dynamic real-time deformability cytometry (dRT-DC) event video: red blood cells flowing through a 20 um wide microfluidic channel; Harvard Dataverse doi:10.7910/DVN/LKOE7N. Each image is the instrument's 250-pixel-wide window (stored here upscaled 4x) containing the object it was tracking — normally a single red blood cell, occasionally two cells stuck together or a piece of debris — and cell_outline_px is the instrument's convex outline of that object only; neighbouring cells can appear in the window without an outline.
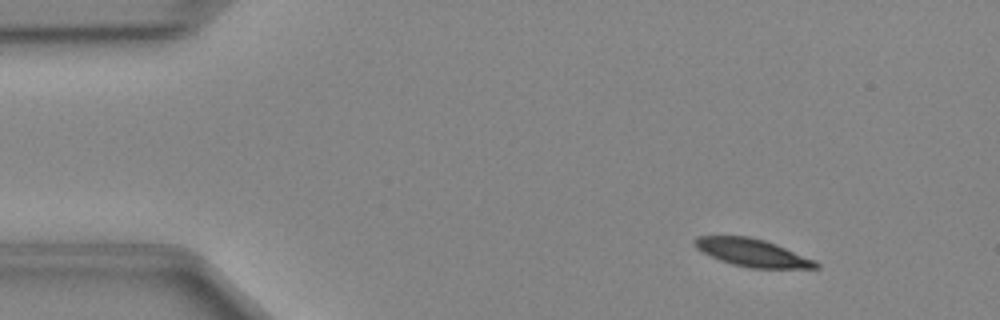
{"species": "Egyptian fruit bat (a non-hibernating species)", "species_latin": "Rousettus aegyptiacus", "temperature_condition": "cold", "stored_images_in_passage": 44, "camera_frame_rate_fps": 3000, "um_per_image_px": 0.085, "animal": {"sex": "female"}, "frame": {"image": 1, "passage_image": 1, "time_ms": 0.0, "image_size_px": [1000, 320], "cell_outline_px": [[820, 268], [748, 268], [732, 264], [720, 260], [696, 248], [696, 236], [748, 236], [764, 240], [776, 244], [816, 260], [820, 264]], "centroid_in_image_um": [64.01, 21.49], "position_along_channel_um": 21.0, "area_um2": 19.36}}
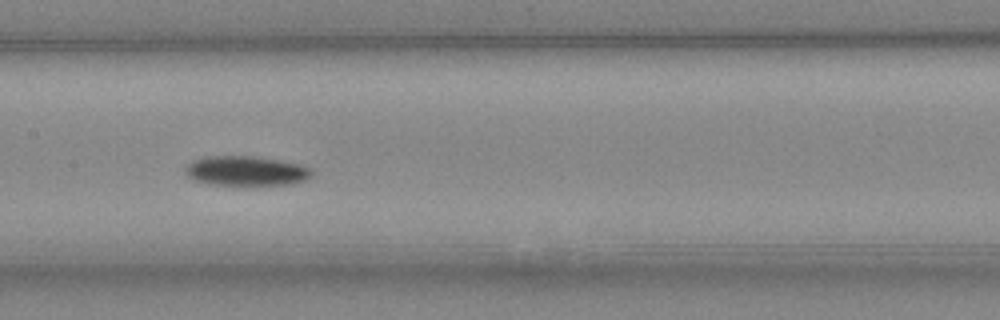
{"frame": {"image": 2, "passage_image": 19, "time_ms": 6.0, "image_size_px": [1000, 320], "cell_outline_px": [[312, 176], [304, 180], [292, 184], [244, 188], [212, 184], [196, 180], [188, 176], [184, 172], [184, 168], [192, 160], [208, 156], [252, 156], [280, 160], [300, 164], [312, 168]], "centroid_in_image_um": [20.94, 14.57], "position_along_channel_um": 186.5, "area_um2": 22.83}}
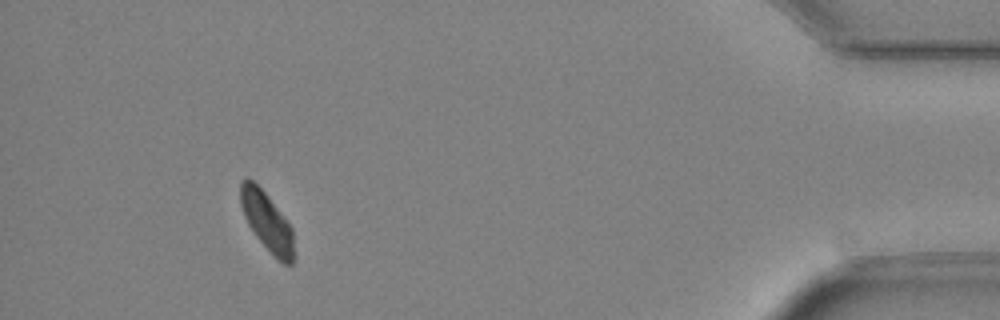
{"frame": {"image": 3, "passage_image": 40, "time_ms": 13.0, "image_size_px": [1000, 320], "cell_outline_px": [[296, 256], [292, 264], [284, 264], [276, 260], [256, 236], [248, 224], [244, 216], [240, 204], [240, 184], [244, 180], [252, 180], [264, 192], [284, 216], [292, 228]], "centroid_in_image_um": [22.73, 18.92], "position_along_channel_um": 412.5, "area_um2": 18.38}}